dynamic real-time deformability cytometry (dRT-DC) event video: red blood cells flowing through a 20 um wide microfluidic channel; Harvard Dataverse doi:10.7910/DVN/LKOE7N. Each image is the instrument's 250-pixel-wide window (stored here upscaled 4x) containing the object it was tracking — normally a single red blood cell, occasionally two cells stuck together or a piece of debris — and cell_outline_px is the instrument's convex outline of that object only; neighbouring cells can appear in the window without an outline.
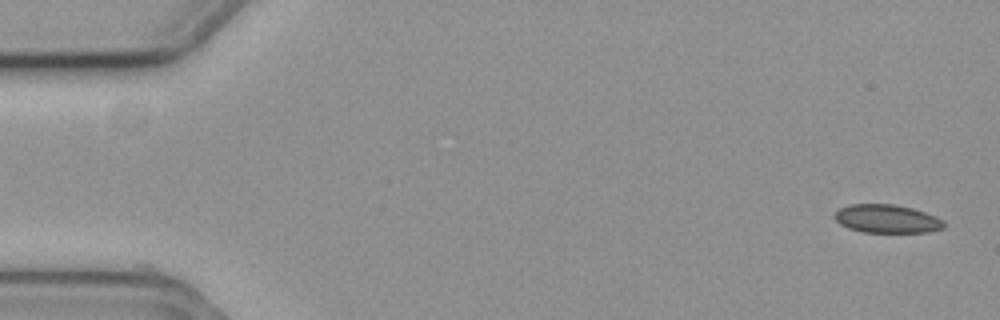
{"species": "common noctule bat (a hibernating species)", "species_latin": "Nyctalus noctula", "temperature_condition": "cold", "stored_images_in_passage": 5, "camera_frame_rate_fps": 3000, "um_per_image_px": 0.085, "animal": {"sex": "female", "body_mass_g": 19.3, "forearm_length_mm": 54.1}, "frame": {"image": 1, "passage_image": 1, "time_ms": 0.0, "image_size_px": [1000, 320], "cell_outline_px": [[944, 228], [928, 232], [864, 232], [848, 228], [840, 224], [832, 216], [840, 208], [852, 204], [896, 204], [912, 208], [936, 216], [944, 220]], "centroid_in_image_um": [75.39, 18.59], "position_along_channel_um": 9.6, "area_um2": 18.09}}